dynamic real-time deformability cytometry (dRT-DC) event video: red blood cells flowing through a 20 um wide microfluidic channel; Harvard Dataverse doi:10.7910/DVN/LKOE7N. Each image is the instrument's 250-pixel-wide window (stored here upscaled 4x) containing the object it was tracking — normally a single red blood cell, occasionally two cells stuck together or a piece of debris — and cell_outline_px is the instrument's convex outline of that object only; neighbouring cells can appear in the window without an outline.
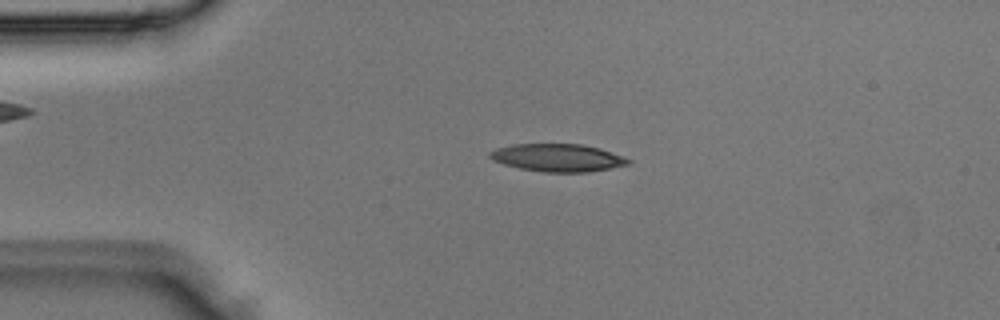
{"species": "Egyptian fruit bat (a non-hibernating species)", "species_latin": "Rousettus aegyptiacus", "temperature_condition": "room temperature", "stored_images_in_passage": 4, "camera_frame_rate_fps": 3000, "um_per_image_px": 0.085, "animal": {"sex": "male"}, "frame": {"image": 1, "passage_image": 3, "time_ms": 0.667, "image_size_px": [1000, 320], "cell_outline_px": [[632, 160], [628, 164], [612, 168], [588, 172], [544, 172], [520, 168], [504, 164], [492, 160], [488, 156], [488, 152], [496, 148], [512, 144], [580, 144], [600, 148], [624, 156]], "centroid_in_image_um": [47.4, 13.4], "position_along_channel_um": 37.6, "area_um2": 22.43}}